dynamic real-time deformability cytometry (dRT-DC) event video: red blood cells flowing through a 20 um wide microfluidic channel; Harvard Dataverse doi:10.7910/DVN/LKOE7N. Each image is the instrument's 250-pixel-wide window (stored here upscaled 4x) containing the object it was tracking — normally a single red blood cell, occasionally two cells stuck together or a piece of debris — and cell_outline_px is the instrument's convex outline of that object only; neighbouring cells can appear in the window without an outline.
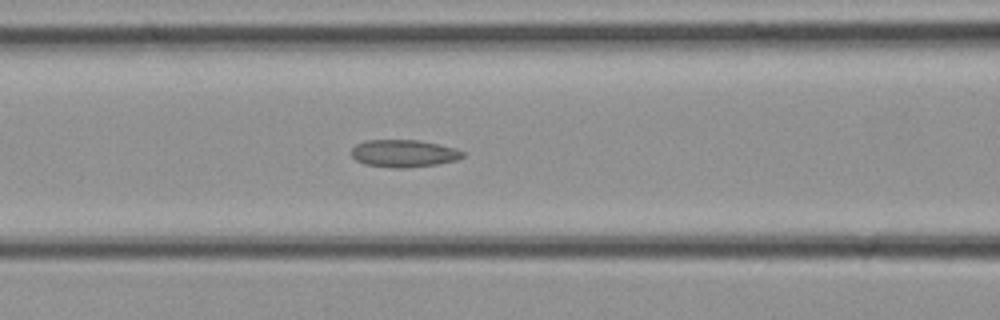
{"species": "common noctule bat (a hibernating species)", "species_latin": "Nyctalus noctula", "temperature_condition": "cold", "stored_images_in_passage": 24, "camera_frame_rate_fps": 3000, "um_per_image_px": 0.085, "animal": {"sex": "female", "body_mass_g": 21.9}, "frame": {"image": 1, "passage_image": 4, "time_ms": 1.0, "image_size_px": [1000, 320], "cell_outline_px": [[464, 156], [456, 160], [436, 164], [404, 168], [392, 168], [364, 164], [356, 160], [352, 156], [352, 148], [356, 144], [364, 140], [420, 140], [456, 148], [464, 152]], "centroid_in_image_um": [34.31, 13.03], "position_along_channel_um": 132.3, "area_um2": 17.8}}
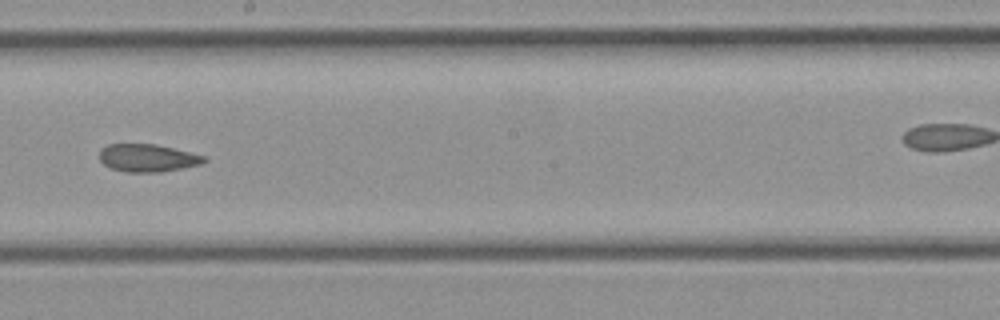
{"frame": {"image": 2, "passage_image": 9, "time_ms": 2.667, "image_size_px": [1000, 320], "cell_outline_px": [[208, 160], [200, 164], [160, 172], [128, 172], [112, 168], [104, 164], [100, 160], [100, 148], [108, 144], [156, 144], [208, 156]], "centroid_in_image_um": [12.57, 13.41], "position_along_channel_um": 235.6, "area_um2": 16.88}}
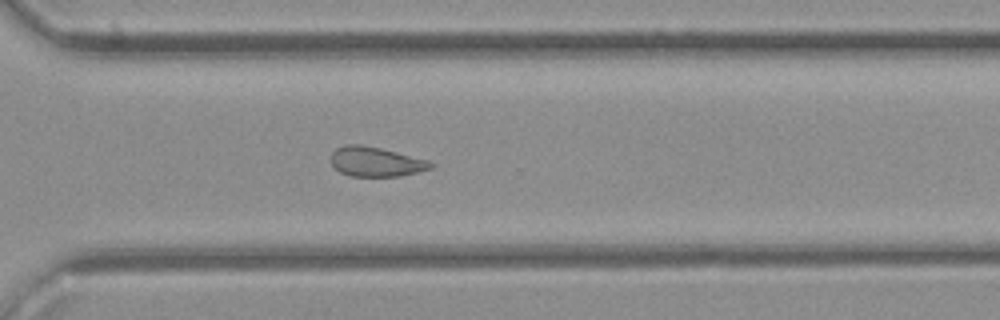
{"frame": {"image": 3, "passage_image": 14, "time_ms": 4.333, "image_size_px": [1000, 320], "cell_outline_px": [[436, 164], [432, 168], [400, 176], [348, 176], [340, 172], [332, 164], [332, 152], [336, 148], [344, 144], [360, 144], [380, 148], [428, 160]], "centroid_in_image_um": [31.94, 13.74], "position_along_channel_um": 338.7, "area_um2": 17.17}}